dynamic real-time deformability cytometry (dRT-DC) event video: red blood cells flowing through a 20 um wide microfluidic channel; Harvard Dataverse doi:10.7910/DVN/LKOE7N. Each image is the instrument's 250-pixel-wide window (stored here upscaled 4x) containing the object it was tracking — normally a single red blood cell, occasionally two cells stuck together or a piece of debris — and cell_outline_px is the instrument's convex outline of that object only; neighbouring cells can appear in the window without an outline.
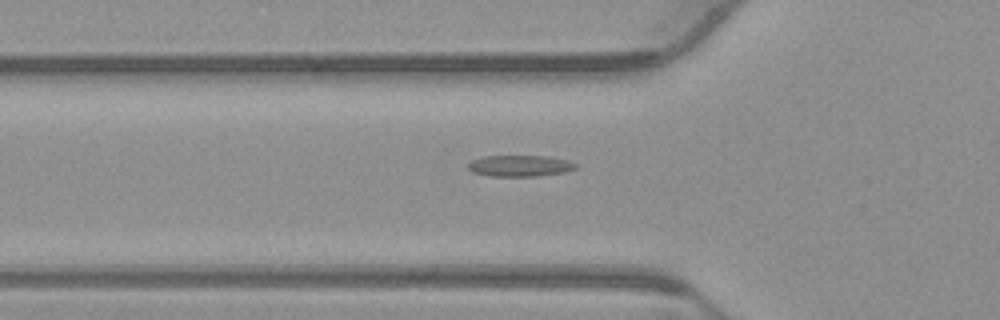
{"species": "common noctule bat (a hibernating species)", "species_latin": "Nyctalus noctula", "temperature_condition": "warm", "stored_images_in_passage": 51, "camera_frame_rate_fps": 3000, "um_per_image_px": 0.085, "animal": {"sex": "male", "body_mass_g": 23.1, "forearm_length_mm": 52.7}, "frame": {"image": 1, "passage_image": 19, "time_ms": 6.0, "image_size_px": [1000, 320], "cell_outline_px": [[576, 168], [564, 172], [536, 176], [492, 176], [472, 172], [468, 168], [468, 164], [472, 160], [480, 156], [548, 156], [564, 160], [576, 164]], "centroid_in_image_um": [44.14, 14.09], "position_along_channel_um": 81.7, "area_um2": 13.18}}
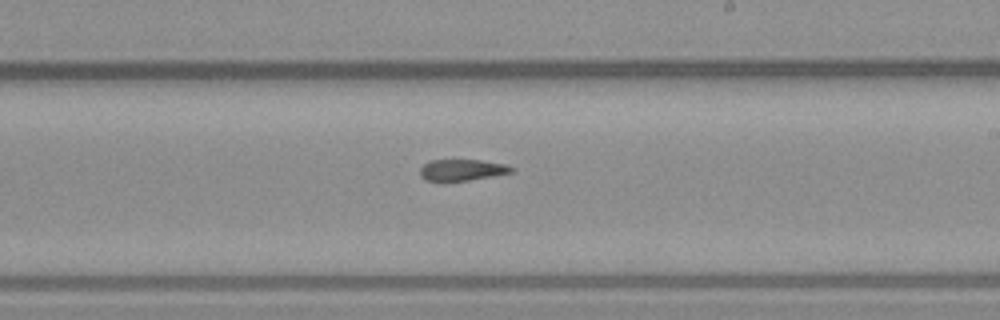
{"frame": {"image": 2, "passage_image": 32, "time_ms": 10.333, "image_size_px": [1000, 320], "cell_outline_px": [[516, 172], [468, 180], [424, 180], [420, 176], [420, 168], [428, 160], [480, 160], [504, 164], [516, 168]], "centroid_in_image_um": [39.31, 14.43], "position_along_channel_um": 249.7, "area_um2": 11.33}}
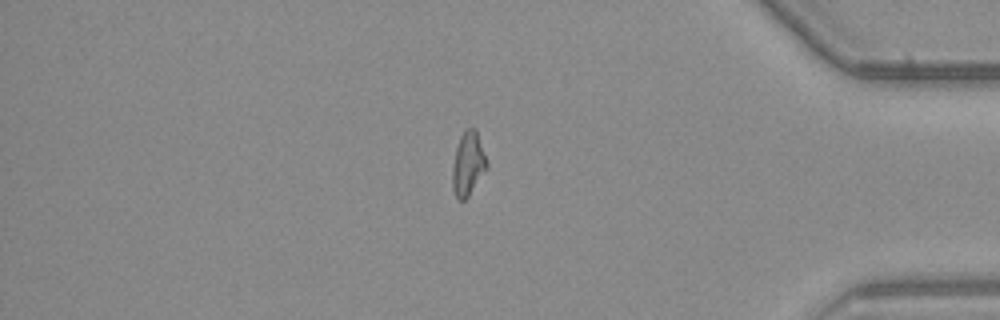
{"frame": {"image": 3, "passage_image": 46, "time_ms": 15.0, "image_size_px": [1000, 320], "cell_outline_px": [[488, 168], [468, 196], [464, 200], [460, 200], [456, 196], [452, 188], [452, 168], [456, 148], [460, 136], [468, 128], [476, 128], [488, 164]], "centroid_in_image_um": [39.79, 13.92], "position_along_channel_um": 395.4, "area_um2": 12.72}, "authors_computed_cell_mechanics": {"area_um2": 12.7738, "velocity_mm_per_s": 3.8572, "shape_relaxation_time_tau1_ms": null, "shape_relaxation_time_tau2_ms": 3.1991, "deformation_change_tau1": null, "deformation_change_tau2": 0.1131}}